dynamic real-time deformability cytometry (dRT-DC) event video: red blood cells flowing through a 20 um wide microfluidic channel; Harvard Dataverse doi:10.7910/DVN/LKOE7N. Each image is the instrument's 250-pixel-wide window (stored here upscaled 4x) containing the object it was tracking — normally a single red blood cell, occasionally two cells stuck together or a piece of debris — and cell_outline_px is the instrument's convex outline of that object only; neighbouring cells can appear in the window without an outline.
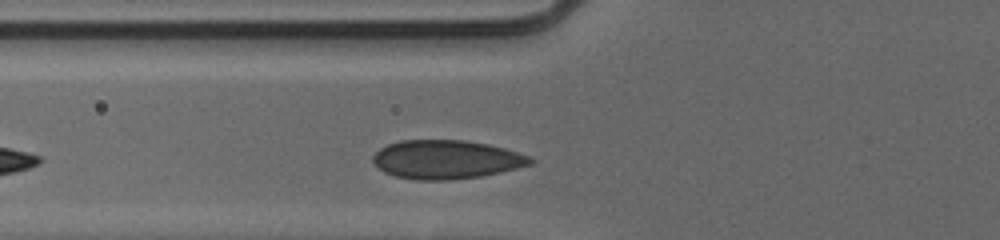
{"species": "human", "species_latin": "Homo sapiens", "temperature_condition": "cold", "stored_images_in_passage": 29, "camera_frame_rate_fps": 3000, "um_per_image_px": 0.085, "donor": {"sex": "male"}, "frame": {"image": 1, "passage_image": 5, "time_ms": 1.333, "image_size_px": [1000, 240], "cell_outline_px": [[536, 160], [532, 164], [500, 172], [480, 176], [452, 180], [416, 180], [396, 176], [384, 172], [372, 160], [372, 156], [380, 148], [388, 144], [400, 140], [464, 140], [488, 144], [504, 148], [532, 156]], "centroid_in_image_um": [37.96, 13.55], "position_along_channel_um": 87.8, "area_um2": 35.6}}
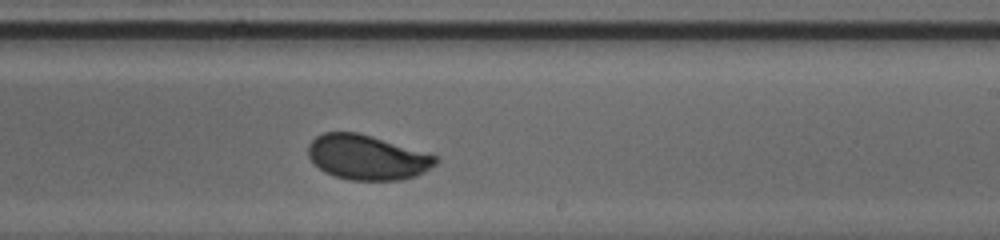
{"frame": {"image": 2, "passage_image": 18, "time_ms": 5.667, "image_size_px": [1000, 240], "cell_outline_px": [[440, 160], [436, 164], [424, 172], [416, 176], [400, 180], [348, 180], [324, 172], [308, 156], [308, 144], [316, 136], [324, 132], [356, 132], [372, 136], [440, 156]], "centroid_in_image_um": [31.24, 13.37], "position_along_channel_um": 257.8, "area_um2": 33.41}}
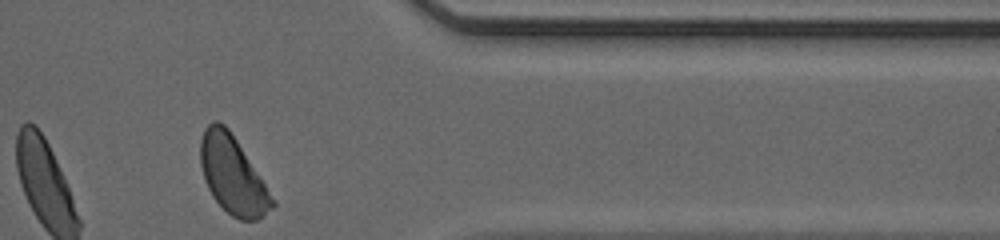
{"frame": {"image": 3, "passage_image": 29, "time_ms": 9.333, "image_size_px": [1000, 240], "cell_outline_px": [[276, 204], [272, 208], [256, 220], [240, 220], [232, 216], [212, 196], [204, 180], [200, 164], [200, 140], [204, 128], [212, 120], [216, 120], [224, 124], [228, 128], [276, 200]], "centroid_in_image_um": [19.76, 14.86], "position_along_channel_um": 391.6, "area_um2": 32.25}, "authors_computed_cell_mechanics": {"area_um2": 34.2176, "velocity_mm_per_s": 3.9296, "shape_relaxation_time_tau1_ms": 3.1944, "shape_relaxation_time_tau2_ms": null, "deformation_change_tau1": 0.115, "deformation_change_tau2": null}}